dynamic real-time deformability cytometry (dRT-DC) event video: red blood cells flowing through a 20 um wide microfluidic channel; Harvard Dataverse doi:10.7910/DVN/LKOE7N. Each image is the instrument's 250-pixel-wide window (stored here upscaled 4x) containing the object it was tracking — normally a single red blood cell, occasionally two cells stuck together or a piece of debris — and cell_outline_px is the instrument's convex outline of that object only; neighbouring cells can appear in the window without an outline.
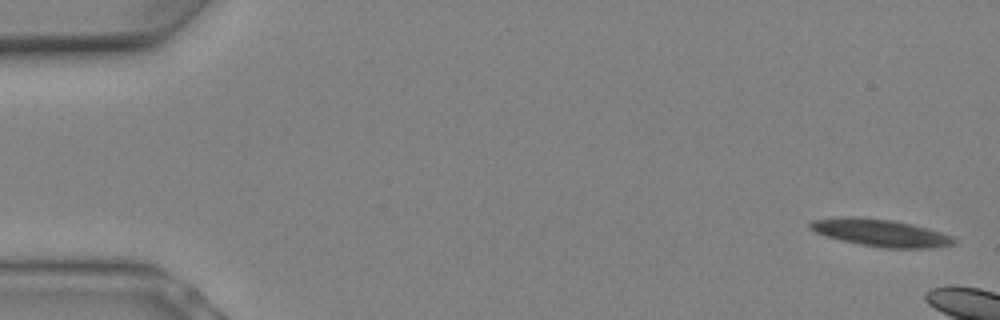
{"species": "Egyptian fruit bat (a non-hibernating species)", "species_latin": "Rousettus aegyptiacus", "temperature_condition": "warm", "stored_images_in_passage": 4, "camera_frame_rate_fps": 3000, "um_per_image_px": 0.085, "animal": {"sex": "female"}, "frame": {"image": 1, "passage_image": 1, "time_ms": 0.0, "image_size_px": [1000, 320], "cell_outline_px": [[960, 240], [956, 244], [932, 248], [880, 248], [860, 244], [828, 236], [816, 232], [808, 228], [808, 220], [844, 216], [860, 216], [892, 220], [912, 224], [928, 228], [952, 236]], "centroid_in_image_um": [74.87, 19.78], "position_along_channel_um": 10.1, "area_um2": 23.18}}